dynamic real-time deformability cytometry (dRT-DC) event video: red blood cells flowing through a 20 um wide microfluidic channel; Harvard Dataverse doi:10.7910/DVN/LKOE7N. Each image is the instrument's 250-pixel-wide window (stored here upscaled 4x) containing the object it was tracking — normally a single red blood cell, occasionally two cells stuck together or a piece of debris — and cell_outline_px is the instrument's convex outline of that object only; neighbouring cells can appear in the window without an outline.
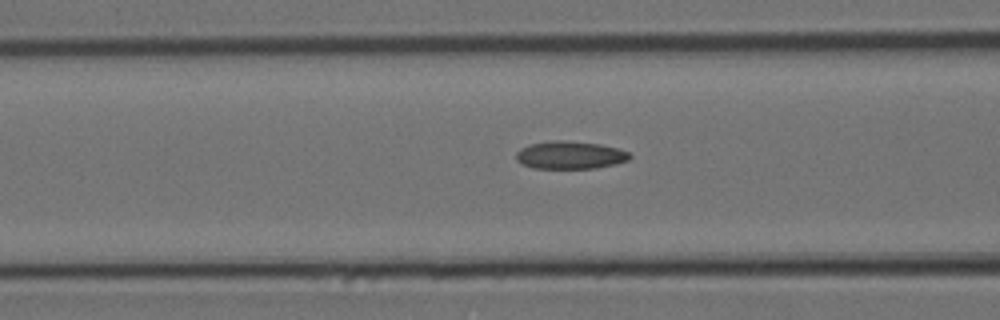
{"species": "Egyptian fruit bat (a non-hibernating species)", "species_latin": "Rousettus aegyptiacus", "temperature_condition": "cold", "stored_images_in_passage": 16, "camera_frame_rate_fps": 3000, "um_per_image_px": 0.085, "animal": {"sex": "female"}, "frame": {"image": 1, "passage_image": 10, "time_ms": 3.0, "image_size_px": [1000, 320], "cell_outline_px": [[632, 156], [628, 160], [616, 164], [596, 168], [532, 168], [516, 160], [516, 152], [520, 148], [532, 144], [552, 140], [564, 140], [600, 144], [616, 148], [628, 152]], "centroid_in_image_um": [48.46, 13.18], "position_along_channel_um": 118.1, "area_um2": 18.32}}
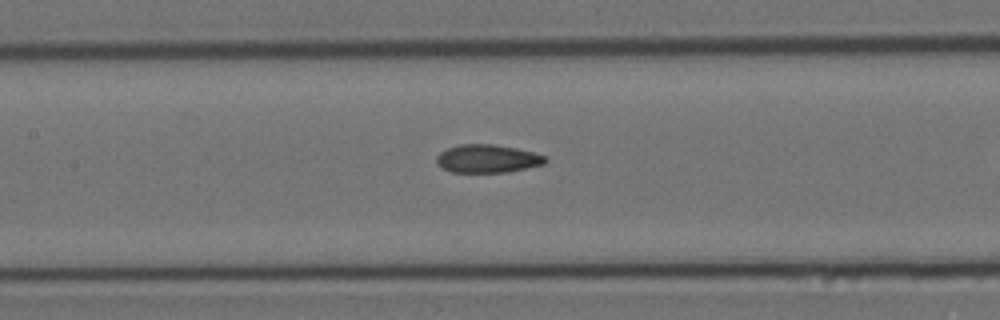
{"frame": {"image": 2, "passage_image": 14, "time_ms": 4.333, "image_size_px": [1000, 320], "cell_outline_px": [[548, 160], [544, 164], [508, 172], [452, 172], [444, 168], [436, 160], [436, 156], [440, 152], [448, 148], [460, 144], [492, 144], [516, 148], [548, 156]], "centroid_in_image_um": [41.47, 13.48], "position_along_channel_um": 165.9, "area_um2": 17.74}}